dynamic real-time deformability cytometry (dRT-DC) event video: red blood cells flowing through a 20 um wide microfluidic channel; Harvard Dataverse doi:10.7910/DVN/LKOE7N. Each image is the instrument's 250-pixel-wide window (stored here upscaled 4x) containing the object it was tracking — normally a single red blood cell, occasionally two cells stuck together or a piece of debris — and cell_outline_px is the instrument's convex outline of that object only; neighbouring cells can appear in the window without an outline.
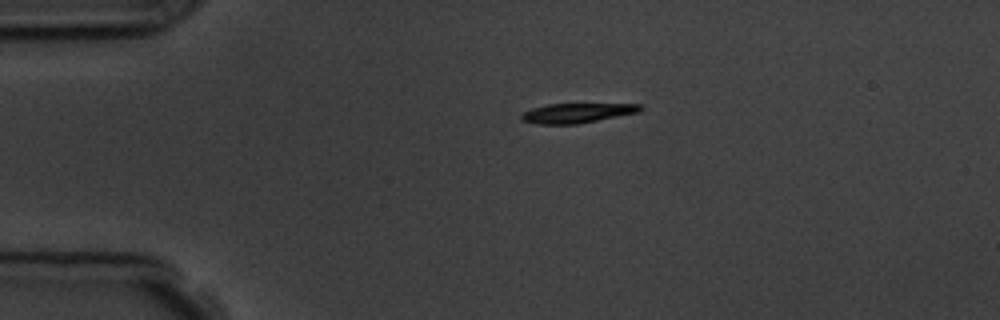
{"species": "common noctule bat (a hibernating species)", "species_latin": "Nyctalus noctula", "temperature_condition": "room temperature", "stored_images_in_passage": 2, "camera_frame_rate_fps": 3000, "um_per_image_px": 0.085, "animal": {"sex": "male", "body_mass_g": 19.5, "forearm_length_mm": 54.6}, "frame": {"image": 1, "passage_image": 1, "time_ms": 0.0, "image_size_px": [1000, 320], "cell_outline_px": [[644, 108], [640, 112], [576, 124], [536, 124], [520, 120], [520, 116], [524, 112], [532, 108], [548, 104], [640, 104]], "centroid_in_image_um": [49.03, 9.61], "position_along_channel_um": 36.0, "area_um2": 13.58}}